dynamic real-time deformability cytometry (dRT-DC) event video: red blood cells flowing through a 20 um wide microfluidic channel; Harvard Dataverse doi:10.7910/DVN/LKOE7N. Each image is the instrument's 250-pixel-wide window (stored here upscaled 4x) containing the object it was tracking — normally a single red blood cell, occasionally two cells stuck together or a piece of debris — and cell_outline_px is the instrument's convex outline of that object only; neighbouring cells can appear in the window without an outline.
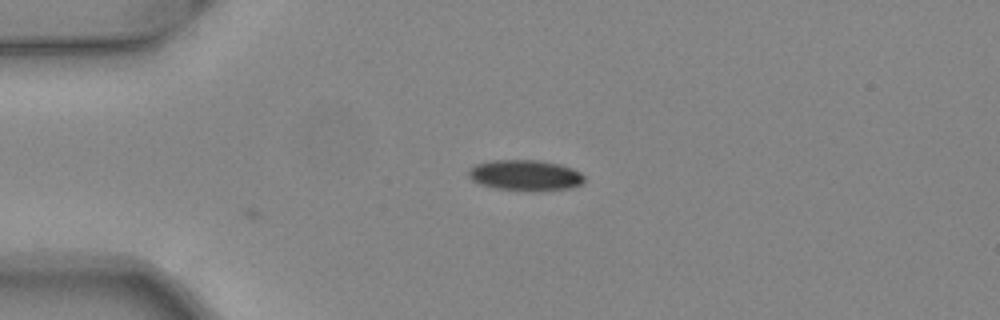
{"species": "common noctule bat (a hibernating species)", "species_latin": "Nyctalus noctula", "temperature_condition": "warm", "stored_images_in_passage": 3, "camera_frame_rate_fps": 3000, "um_per_image_px": 0.085, "animal": {"sex": "female", "body_mass_g": 24.6, "forearm_length_mm": 56.2}, "frame": {"image": 1, "passage_image": 1, "time_ms": 0.0, "image_size_px": [1000, 320], "cell_outline_px": [[584, 184], [572, 188], [536, 192], [532, 192], [496, 188], [480, 184], [472, 180], [468, 176], [468, 168], [476, 164], [492, 160], [540, 160], [560, 164], [572, 168], [580, 172], [584, 176]], "centroid_in_image_um": [44.68, 14.91], "position_along_channel_um": 40.3, "area_um2": 21.21}}